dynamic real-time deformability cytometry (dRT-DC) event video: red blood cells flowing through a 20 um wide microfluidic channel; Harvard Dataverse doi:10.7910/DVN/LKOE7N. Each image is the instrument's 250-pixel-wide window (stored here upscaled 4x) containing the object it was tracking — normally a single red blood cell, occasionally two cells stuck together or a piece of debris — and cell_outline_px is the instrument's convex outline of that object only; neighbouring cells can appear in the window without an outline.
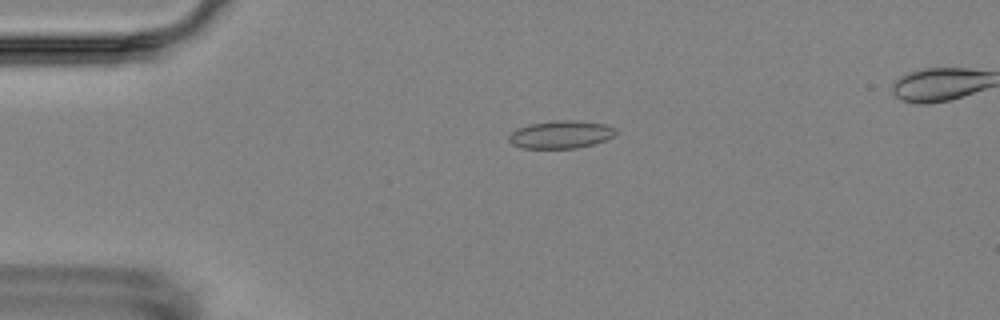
{"species": "Egyptian fruit bat (a non-hibernating species)", "species_latin": "Rousettus aegyptiacus", "temperature_condition": "room temperature", "stored_images_in_passage": 3, "camera_frame_rate_fps": 3000, "um_per_image_px": 0.085, "animal": {"sex": "female"}, "frame": {"image": 1, "passage_image": 1, "time_ms": 0.0, "image_size_px": [1000, 320], "cell_outline_px": [[616, 132], [612, 136], [604, 140], [592, 144], [576, 148], [520, 148], [512, 144], [508, 140], [508, 136], [516, 128], [528, 124], [556, 120], [572, 120], [604, 124], [616, 128]], "centroid_in_image_um": [47.61, 11.43], "position_along_channel_um": 37.4, "area_um2": 17.22}}